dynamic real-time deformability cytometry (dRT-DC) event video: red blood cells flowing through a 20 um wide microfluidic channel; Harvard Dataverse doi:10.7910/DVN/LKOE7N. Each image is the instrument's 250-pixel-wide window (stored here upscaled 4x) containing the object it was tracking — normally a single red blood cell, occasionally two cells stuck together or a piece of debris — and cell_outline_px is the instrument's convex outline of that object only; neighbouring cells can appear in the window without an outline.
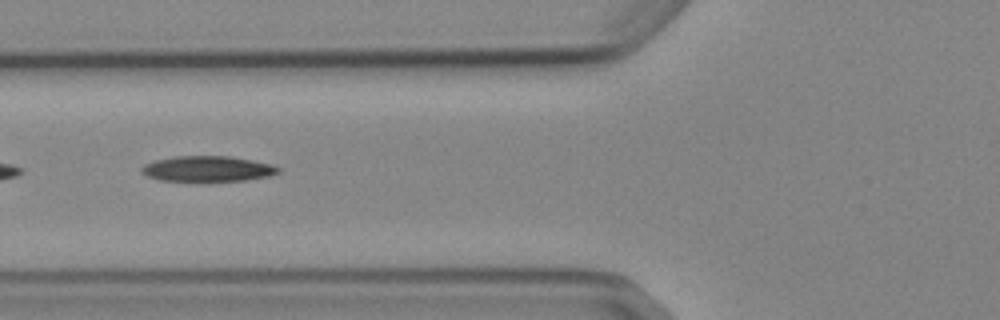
{"species": "Egyptian fruit bat (a non-hibernating species)", "species_latin": "Rousettus aegyptiacus", "temperature_condition": "cold", "stored_images_in_passage": 9, "segment_of_instrument_passage": [2, 2], "camera_frame_rate_fps": 3000, "um_per_image_px": 0.085, "animal": {"sex": "female"}, "frame": {"image": 1, "passage_image": 6, "time_ms": 6.0, "image_size_px": [1000, 320], "cell_outline_px": [[280, 172], [268, 176], [244, 180], [160, 180], [148, 176], [140, 172], [140, 168], [144, 164], [156, 160], [172, 156], [232, 156], [272, 164], [280, 168]], "centroid_in_image_um": [17.64, 14.32], "position_along_channel_um": 108.2, "area_um2": 20.11}}